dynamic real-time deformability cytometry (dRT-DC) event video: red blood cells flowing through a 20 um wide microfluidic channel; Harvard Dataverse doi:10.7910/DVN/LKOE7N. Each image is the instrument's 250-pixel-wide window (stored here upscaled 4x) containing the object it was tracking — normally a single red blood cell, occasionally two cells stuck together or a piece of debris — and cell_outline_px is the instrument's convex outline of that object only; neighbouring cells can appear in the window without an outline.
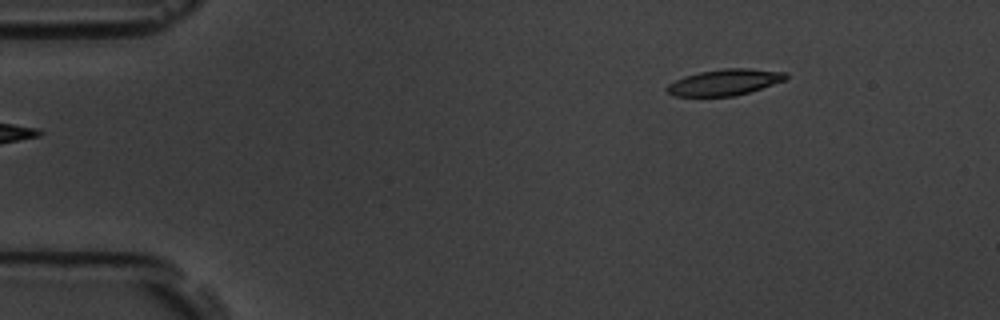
{"species": "common noctule bat (a hibernating species)", "species_latin": "Nyctalus noctula", "temperature_condition": "room temperature", "stored_images_in_passage": 5, "segment_of_instrument_passage": [2, 2], "camera_frame_rate_fps": 3000, "um_per_image_px": 0.085, "animal": {"sex": "male", "body_mass_g": 19.5, "forearm_length_mm": 54.6}, "frame": {"image": 1, "passage_image": 5, "time_ms": 4.667, "image_size_px": [1000, 320], "cell_outline_px": [[788, 76], [784, 80], [736, 96], [676, 96], [668, 92], [664, 88], [668, 84], [684, 76], [700, 72], [724, 68], [748, 68], [784, 72]], "centroid_in_image_um": [61.55, 6.99], "position_along_channel_um": 23.4, "area_um2": 17.86}}